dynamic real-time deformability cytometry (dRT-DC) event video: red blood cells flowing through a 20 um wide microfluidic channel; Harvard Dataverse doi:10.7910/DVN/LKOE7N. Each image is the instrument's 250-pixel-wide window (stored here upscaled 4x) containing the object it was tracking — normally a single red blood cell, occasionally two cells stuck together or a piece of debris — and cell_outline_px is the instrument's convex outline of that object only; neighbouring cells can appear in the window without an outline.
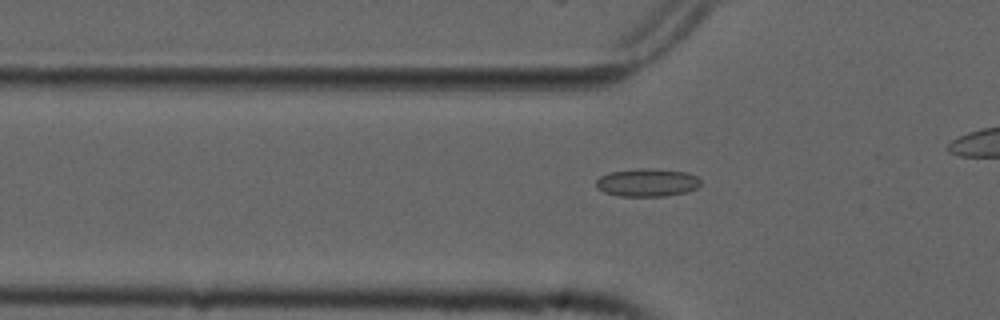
{"species": "common noctule bat (a hibernating species)", "species_latin": "Nyctalus noctula", "temperature_condition": "cold", "stored_images_in_passage": 30, "camera_frame_rate_fps": 3000, "um_per_image_px": 0.085, "animal": {"sex": "male", "forearm_length_mm": 52.5}, "frame": {"image": 1, "passage_image": 18, "time_ms": 5.667, "image_size_px": [1000, 320], "cell_outline_px": [[700, 184], [696, 188], [688, 192], [664, 196], [620, 196], [604, 192], [596, 188], [596, 180], [600, 176], [612, 172], [640, 168], [648, 168], [688, 172], [696, 176], [700, 180]], "centroid_in_image_um": [55.01, 15.52], "position_along_channel_um": 70.8, "area_um2": 17.05}}
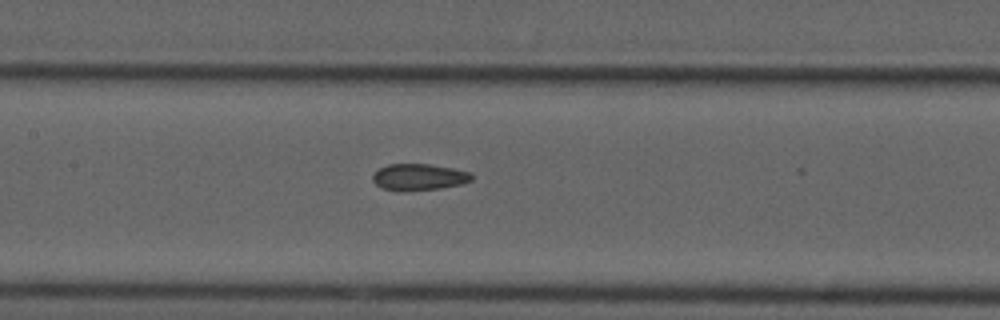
{"frame": {"image": 2, "passage_image": 26, "time_ms": 8.333, "image_size_px": [1000, 320], "cell_outline_px": [[472, 180], [460, 184], [440, 188], [400, 192], [380, 188], [372, 180], [372, 176], [380, 168], [388, 164], [428, 164], [452, 168], [468, 172], [472, 176]], "centroid_in_image_um": [35.55, 15.06], "position_along_channel_um": 171.8, "area_um2": 15.26}}
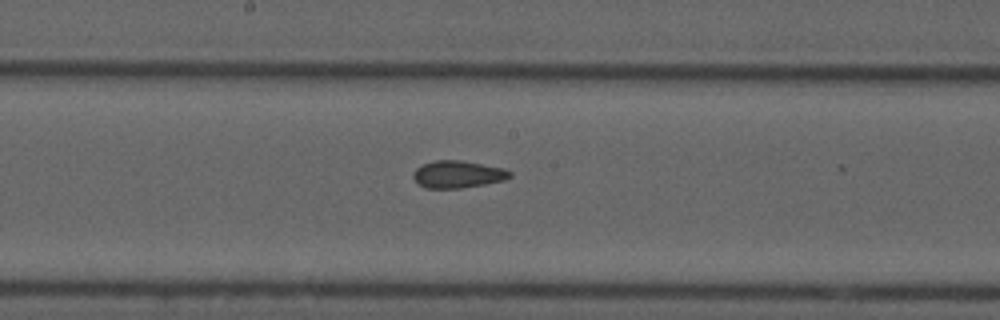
{"frame": {"image": 3, "passage_image": 29, "time_ms": 9.333, "image_size_px": [1000, 320], "cell_outline_px": [[512, 176], [504, 180], [484, 184], [460, 188], [424, 188], [412, 176], [416, 168], [424, 164], [436, 160], [460, 160], [504, 168], [512, 172]], "centroid_in_image_um": [38.93, 14.81], "position_along_channel_um": 209.3, "area_um2": 15.2}}